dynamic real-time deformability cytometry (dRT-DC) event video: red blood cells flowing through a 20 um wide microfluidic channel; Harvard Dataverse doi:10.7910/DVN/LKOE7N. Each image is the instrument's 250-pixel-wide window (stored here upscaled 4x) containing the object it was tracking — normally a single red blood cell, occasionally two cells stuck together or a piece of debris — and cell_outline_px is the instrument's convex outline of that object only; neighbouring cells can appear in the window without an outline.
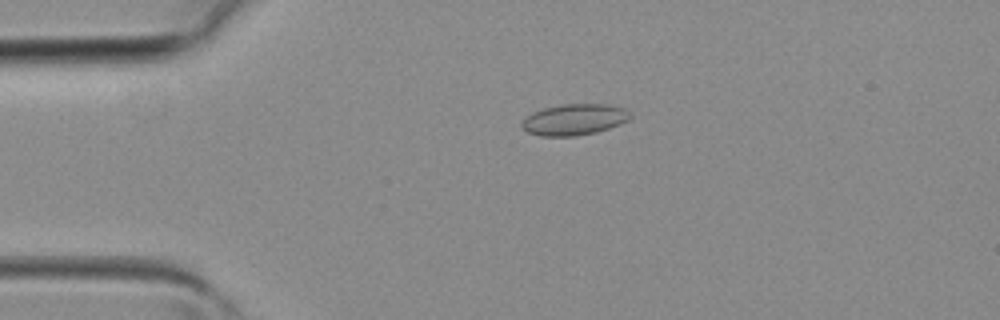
{"species": "common noctule bat (a hibernating species)", "species_latin": "Nyctalus noctula", "temperature_condition": "room temperature", "stored_images_in_passage": 3, "camera_frame_rate_fps": 3000, "um_per_image_px": 0.085, "animal": {"sex": "female", "body_mass_g": 19.3, "forearm_length_mm": 54.1}, "frame": {"image": 1, "passage_image": 1, "time_ms": 0.0, "image_size_px": [1000, 320], "cell_outline_px": [[632, 116], [628, 120], [620, 124], [596, 132], [572, 136], [540, 136], [528, 132], [520, 124], [532, 112], [544, 108], [564, 104], [604, 104], [624, 108]], "centroid_in_image_um": [48.81, 10.16], "position_along_channel_um": 36.2, "area_um2": 19.42}}